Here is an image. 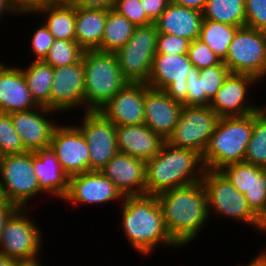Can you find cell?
<instances>
[{
	"label": "cell",
	"instance_id": "cell-1",
	"mask_svg": "<svg viewBox=\"0 0 266 266\" xmlns=\"http://www.w3.org/2000/svg\"><path fill=\"white\" fill-rule=\"evenodd\" d=\"M157 199L172 239L181 248L196 239L209 218L207 192L202 181L161 192Z\"/></svg>",
	"mask_w": 266,
	"mask_h": 266
},
{
	"label": "cell",
	"instance_id": "cell-2",
	"mask_svg": "<svg viewBox=\"0 0 266 266\" xmlns=\"http://www.w3.org/2000/svg\"><path fill=\"white\" fill-rule=\"evenodd\" d=\"M121 204L122 229L138 253L149 255L159 244L181 248L167 231L157 195L125 196Z\"/></svg>",
	"mask_w": 266,
	"mask_h": 266
},
{
	"label": "cell",
	"instance_id": "cell-3",
	"mask_svg": "<svg viewBox=\"0 0 266 266\" xmlns=\"http://www.w3.org/2000/svg\"><path fill=\"white\" fill-rule=\"evenodd\" d=\"M205 170L200 153L174 147L165 141L161 150L146 161V194L158 195L201 182Z\"/></svg>",
	"mask_w": 266,
	"mask_h": 266
},
{
	"label": "cell",
	"instance_id": "cell-4",
	"mask_svg": "<svg viewBox=\"0 0 266 266\" xmlns=\"http://www.w3.org/2000/svg\"><path fill=\"white\" fill-rule=\"evenodd\" d=\"M252 130L253 113L220 117L202 155L205 168L221 170L226 165L243 162Z\"/></svg>",
	"mask_w": 266,
	"mask_h": 266
},
{
	"label": "cell",
	"instance_id": "cell-5",
	"mask_svg": "<svg viewBox=\"0 0 266 266\" xmlns=\"http://www.w3.org/2000/svg\"><path fill=\"white\" fill-rule=\"evenodd\" d=\"M85 111H99L129 81L113 52L84 50Z\"/></svg>",
	"mask_w": 266,
	"mask_h": 266
},
{
	"label": "cell",
	"instance_id": "cell-6",
	"mask_svg": "<svg viewBox=\"0 0 266 266\" xmlns=\"http://www.w3.org/2000/svg\"><path fill=\"white\" fill-rule=\"evenodd\" d=\"M202 183L207 192L209 214L233 218L266 232V224L250 209L244 194L220 170L206 169Z\"/></svg>",
	"mask_w": 266,
	"mask_h": 266
},
{
	"label": "cell",
	"instance_id": "cell-7",
	"mask_svg": "<svg viewBox=\"0 0 266 266\" xmlns=\"http://www.w3.org/2000/svg\"><path fill=\"white\" fill-rule=\"evenodd\" d=\"M223 63L233 74L266 79V31L240 27L229 45Z\"/></svg>",
	"mask_w": 266,
	"mask_h": 266
},
{
	"label": "cell",
	"instance_id": "cell-8",
	"mask_svg": "<svg viewBox=\"0 0 266 266\" xmlns=\"http://www.w3.org/2000/svg\"><path fill=\"white\" fill-rule=\"evenodd\" d=\"M157 36L155 22L136 26L131 38L115 52L122 75L129 82L147 83L156 55Z\"/></svg>",
	"mask_w": 266,
	"mask_h": 266
},
{
	"label": "cell",
	"instance_id": "cell-9",
	"mask_svg": "<svg viewBox=\"0 0 266 266\" xmlns=\"http://www.w3.org/2000/svg\"><path fill=\"white\" fill-rule=\"evenodd\" d=\"M0 186L4 200L20 208H26L31 198L44 193L33 169V152L1 156Z\"/></svg>",
	"mask_w": 266,
	"mask_h": 266
},
{
	"label": "cell",
	"instance_id": "cell-10",
	"mask_svg": "<svg viewBox=\"0 0 266 266\" xmlns=\"http://www.w3.org/2000/svg\"><path fill=\"white\" fill-rule=\"evenodd\" d=\"M219 118L209 105H183L178 123L166 141L174 147L191 149L203 155Z\"/></svg>",
	"mask_w": 266,
	"mask_h": 266
},
{
	"label": "cell",
	"instance_id": "cell-11",
	"mask_svg": "<svg viewBox=\"0 0 266 266\" xmlns=\"http://www.w3.org/2000/svg\"><path fill=\"white\" fill-rule=\"evenodd\" d=\"M30 210L19 208L6 223L0 241V253L13 260L39 257L42 248V231L28 214Z\"/></svg>",
	"mask_w": 266,
	"mask_h": 266
},
{
	"label": "cell",
	"instance_id": "cell-12",
	"mask_svg": "<svg viewBox=\"0 0 266 266\" xmlns=\"http://www.w3.org/2000/svg\"><path fill=\"white\" fill-rule=\"evenodd\" d=\"M81 126L89 147L90 170L100 171L118 153L116 125L99 111H84Z\"/></svg>",
	"mask_w": 266,
	"mask_h": 266
},
{
	"label": "cell",
	"instance_id": "cell-13",
	"mask_svg": "<svg viewBox=\"0 0 266 266\" xmlns=\"http://www.w3.org/2000/svg\"><path fill=\"white\" fill-rule=\"evenodd\" d=\"M192 67L188 54H156L146 84L164 90L174 101L183 104L187 100V74Z\"/></svg>",
	"mask_w": 266,
	"mask_h": 266
},
{
	"label": "cell",
	"instance_id": "cell-14",
	"mask_svg": "<svg viewBox=\"0 0 266 266\" xmlns=\"http://www.w3.org/2000/svg\"><path fill=\"white\" fill-rule=\"evenodd\" d=\"M50 148L69 177L90 171L89 147L77 126L59 123L52 134Z\"/></svg>",
	"mask_w": 266,
	"mask_h": 266
},
{
	"label": "cell",
	"instance_id": "cell-15",
	"mask_svg": "<svg viewBox=\"0 0 266 266\" xmlns=\"http://www.w3.org/2000/svg\"><path fill=\"white\" fill-rule=\"evenodd\" d=\"M220 171L244 194L250 209L266 224V168L243 161L226 165Z\"/></svg>",
	"mask_w": 266,
	"mask_h": 266
},
{
	"label": "cell",
	"instance_id": "cell-16",
	"mask_svg": "<svg viewBox=\"0 0 266 266\" xmlns=\"http://www.w3.org/2000/svg\"><path fill=\"white\" fill-rule=\"evenodd\" d=\"M53 73L50 109L60 113L84 107L85 111V76L82 58L73 64L53 68Z\"/></svg>",
	"mask_w": 266,
	"mask_h": 266
},
{
	"label": "cell",
	"instance_id": "cell-17",
	"mask_svg": "<svg viewBox=\"0 0 266 266\" xmlns=\"http://www.w3.org/2000/svg\"><path fill=\"white\" fill-rule=\"evenodd\" d=\"M257 81L251 75L230 73L209 106L219 117L246 116L257 112L260 108L247 98L249 88Z\"/></svg>",
	"mask_w": 266,
	"mask_h": 266
},
{
	"label": "cell",
	"instance_id": "cell-18",
	"mask_svg": "<svg viewBox=\"0 0 266 266\" xmlns=\"http://www.w3.org/2000/svg\"><path fill=\"white\" fill-rule=\"evenodd\" d=\"M124 195L101 171L90 170L69 177V189L64 200L75 204H103L124 200Z\"/></svg>",
	"mask_w": 266,
	"mask_h": 266
},
{
	"label": "cell",
	"instance_id": "cell-19",
	"mask_svg": "<svg viewBox=\"0 0 266 266\" xmlns=\"http://www.w3.org/2000/svg\"><path fill=\"white\" fill-rule=\"evenodd\" d=\"M54 113L57 111L40 105L28 111L10 113L13 127L27 152L50 147L51 137L58 123L54 124L47 118L48 114Z\"/></svg>",
	"mask_w": 266,
	"mask_h": 266
},
{
	"label": "cell",
	"instance_id": "cell-20",
	"mask_svg": "<svg viewBox=\"0 0 266 266\" xmlns=\"http://www.w3.org/2000/svg\"><path fill=\"white\" fill-rule=\"evenodd\" d=\"M148 88L145 82H128L99 112L116 126L144 124Z\"/></svg>",
	"mask_w": 266,
	"mask_h": 266
},
{
	"label": "cell",
	"instance_id": "cell-21",
	"mask_svg": "<svg viewBox=\"0 0 266 266\" xmlns=\"http://www.w3.org/2000/svg\"><path fill=\"white\" fill-rule=\"evenodd\" d=\"M124 196L146 194V162L118 152L100 170Z\"/></svg>",
	"mask_w": 266,
	"mask_h": 266
},
{
	"label": "cell",
	"instance_id": "cell-22",
	"mask_svg": "<svg viewBox=\"0 0 266 266\" xmlns=\"http://www.w3.org/2000/svg\"><path fill=\"white\" fill-rule=\"evenodd\" d=\"M183 104L174 101L164 90L148 88L144 100V124L165 141L178 123Z\"/></svg>",
	"mask_w": 266,
	"mask_h": 266
},
{
	"label": "cell",
	"instance_id": "cell-23",
	"mask_svg": "<svg viewBox=\"0 0 266 266\" xmlns=\"http://www.w3.org/2000/svg\"><path fill=\"white\" fill-rule=\"evenodd\" d=\"M229 74L230 70L223 61L200 70L193 66L187 74V100L183 105H210Z\"/></svg>",
	"mask_w": 266,
	"mask_h": 266
},
{
	"label": "cell",
	"instance_id": "cell-24",
	"mask_svg": "<svg viewBox=\"0 0 266 266\" xmlns=\"http://www.w3.org/2000/svg\"><path fill=\"white\" fill-rule=\"evenodd\" d=\"M39 105L32 98L21 68L0 63V112L28 111Z\"/></svg>",
	"mask_w": 266,
	"mask_h": 266
},
{
	"label": "cell",
	"instance_id": "cell-25",
	"mask_svg": "<svg viewBox=\"0 0 266 266\" xmlns=\"http://www.w3.org/2000/svg\"><path fill=\"white\" fill-rule=\"evenodd\" d=\"M116 141L118 152L145 162L155 156L165 142L145 124L116 126Z\"/></svg>",
	"mask_w": 266,
	"mask_h": 266
},
{
	"label": "cell",
	"instance_id": "cell-26",
	"mask_svg": "<svg viewBox=\"0 0 266 266\" xmlns=\"http://www.w3.org/2000/svg\"><path fill=\"white\" fill-rule=\"evenodd\" d=\"M33 169L39 188L54 197L64 199L69 189V176L64 172L55 152L43 148L33 152Z\"/></svg>",
	"mask_w": 266,
	"mask_h": 266
},
{
	"label": "cell",
	"instance_id": "cell-27",
	"mask_svg": "<svg viewBox=\"0 0 266 266\" xmlns=\"http://www.w3.org/2000/svg\"><path fill=\"white\" fill-rule=\"evenodd\" d=\"M202 22L201 11L170 2L155 24L158 33L176 35L193 41L199 39Z\"/></svg>",
	"mask_w": 266,
	"mask_h": 266
},
{
	"label": "cell",
	"instance_id": "cell-28",
	"mask_svg": "<svg viewBox=\"0 0 266 266\" xmlns=\"http://www.w3.org/2000/svg\"><path fill=\"white\" fill-rule=\"evenodd\" d=\"M107 9L75 6V41L83 50H100Z\"/></svg>",
	"mask_w": 266,
	"mask_h": 266
},
{
	"label": "cell",
	"instance_id": "cell-29",
	"mask_svg": "<svg viewBox=\"0 0 266 266\" xmlns=\"http://www.w3.org/2000/svg\"><path fill=\"white\" fill-rule=\"evenodd\" d=\"M36 14L45 17L43 23L54 39L75 40V6L68 0H59Z\"/></svg>",
	"mask_w": 266,
	"mask_h": 266
},
{
	"label": "cell",
	"instance_id": "cell-30",
	"mask_svg": "<svg viewBox=\"0 0 266 266\" xmlns=\"http://www.w3.org/2000/svg\"><path fill=\"white\" fill-rule=\"evenodd\" d=\"M32 98L40 106L50 109L53 67L43 60H33L27 68L21 67Z\"/></svg>",
	"mask_w": 266,
	"mask_h": 266
},
{
	"label": "cell",
	"instance_id": "cell-31",
	"mask_svg": "<svg viewBox=\"0 0 266 266\" xmlns=\"http://www.w3.org/2000/svg\"><path fill=\"white\" fill-rule=\"evenodd\" d=\"M135 27L126 17L113 9H107L101 51L115 53L131 38Z\"/></svg>",
	"mask_w": 266,
	"mask_h": 266
},
{
	"label": "cell",
	"instance_id": "cell-32",
	"mask_svg": "<svg viewBox=\"0 0 266 266\" xmlns=\"http://www.w3.org/2000/svg\"><path fill=\"white\" fill-rule=\"evenodd\" d=\"M240 27L203 19L199 39L208 45L213 52L223 61L228 52L237 30Z\"/></svg>",
	"mask_w": 266,
	"mask_h": 266
},
{
	"label": "cell",
	"instance_id": "cell-33",
	"mask_svg": "<svg viewBox=\"0 0 266 266\" xmlns=\"http://www.w3.org/2000/svg\"><path fill=\"white\" fill-rule=\"evenodd\" d=\"M203 19L236 27L245 26V0H206Z\"/></svg>",
	"mask_w": 266,
	"mask_h": 266
},
{
	"label": "cell",
	"instance_id": "cell-34",
	"mask_svg": "<svg viewBox=\"0 0 266 266\" xmlns=\"http://www.w3.org/2000/svg\"><path fill=\"white\" fill-rule=\"evenodd\" d=\"M244 162L266 168V106L253 113V130Z\"/></svg>",
	"mask_w": 266,
	"mask_h": 266
},
{
	"label": "cell",
	"instance_id": "cell-35",
	"mask_svg": "<svg viewBox=\"0 0 266 266\" xmlns=\"http://www.w3.org/2000/svg\"><path fill=\"white\" fill-rule=\"evenodd\" d=\"M84 50L75 40L54 39L48 55L43 60L53 68L67 66L79 61Z\"/></svg>",
	"mask_w": 266,
	"mask_h": 266
},
{
	"label": "cell",
	"instance_id": "cell-36",
	"mask_svg": "<svg viewBox=\"0 0 266 266\" xmlns=\"http://www.w3.org/2000/svg\"><path fill=\"white\" fill-rule=\"evenodd\" d=\"M20 136L14 129L10 114L0 112V155H14L26 153Z\"/></svg>",
	"mask_w": 266,
	"mask_h": 266
},
{
	"label": "cell",
	"instance_id": "cell-37",
	"mask_svg": "<svg viewBox=\"0 0 266 266\" xmlns=\"http://www.w3.org/2000/svg\"><path fill=\"white\" fill-rule=\"evenodd\" d=\"M188 57L192 65L199 70L217 65L221 62V59L213 52V50L200 39H195L190 42Z\"/></svg>",
	"mask_w": 266,
	"mask_h": 266
},
{
	"label": "cell",
	"instance_id": "cell-38",
	"mask_svg": "<svg viewBox=\"0 0 266 266\" xmlns=\"http://www.w3.org/2000/svg\"><path fill=\"white\" fill-rule=\"evenodd\" d=\"M113 10L126 17L135 26L148 25L152 21L145 14L140 0H114Z\"/></svg>",
	"mask_w": 266,
	"mask_h": 266
},
{
	"label": "cell",
	"instance_id": "cell-39",
	"mask_svg": "<svg viewBox=\"0 0 266 266\" xmlns=\"http://www.w3.org/2000/svg\"><path fill=\"white\" fill-rule=\"evenodd\" d=\"M190 40L170 34L158 33L156 54L184 55L188 54Z\"/></svg>",
	"mask_w": 266,
	"mask_h": 266
},
{
	"label": "cell",
	"instance_id": "cell-40",
	"mask_svg": "<svg viewBox=\"0 0 266 266\" xmlns=\"http://www.w3.org/2000/svg\"><path fill=\"white\" fill-rule=\"evenodd\" d=\"M245 26L266 31V0H245Z\"/></svg>",
	"mask_w": 266,
	"mask_h": 266
},
{
	"label": "cell",
	"instance_id": "cell-41",
	"mask_svg": "<svg viewBox=\"0 0 266 266\" xmlns=\"http://www.w3.org/2000/svg\"><path fill=\"white\" fill-rule=\"evenodd\" d=\"M31 48L34 54L35 61L44 60L48 55L49 49L54 42V37L49 32L48 28L42 22V24L34 31L31 38Z\"/></svg>",
	"mask_w": 266,
	"mask_h": 266
},
{
	"label": "cell",
	"instance_id": "cell-42",
	"mask_svg": "<svg viewBox=\"0 0 266 266\" xmlns=\"http://www.w3.org/2000/svg\"><path fill=\"white\" fill-rule=\"evenodd\" d=\"M11 4L16 11V14L20 15H35L39 10L48 7L59 0H10Z\"/></svg>",
	"mask_w": 266,
	"mask_h": 266
},
{
	"label": "cell",
	"instance_id": "cell-43",
	"mask_svg": "<svg viewBox=\"0 0 266 266\" xmlns=\"http://www.w3.org/2000/svg\"><path fill=\"white\" fill-rule=\"evenodd\" d=\"M145 10V14L152 21L155 22L161 13L167 8L171 0H140Z\"/></svg>",
	"mask_w": 266,
	"mask_h": 266
},
{
	"label": "cell",
	"instance_id": "cell-44",
	"mask_svg": "<svg viewBox=\"0 0 266 266\" xmlns=\"http://www.w3.org/2000/svg\"><path fill=\"white\" fill-rule=\"evenodd\" d=\"M19 208L15 203L6 200L0 203V241L6 223Z\"/></svg>",
	"mask_w": 266,
	"mask_h": 266
},
{
	"label": "cell",
	"instance_id": "cell-45",
	"mask_svg": "<svg viewBox=\"0 0 266 266\" xmlns=\"http://www.w3.org/2000/svg\"><path fill=\"white\" fill-rule=\"evenodd\" d=\"M71 4L81 8L112 9L114 0H68Z\"/></svg>",
	"mask_w": 266,
	"mask_h": 266
},
{
	"label": "cell",
	"instance_id": "cell-46",
	"mask_svg": "<svg viewBox=\"0 0 266 266\" xmlns=\"http://www.w3.org/2000/svg\"><path fill=\"white\" fill-rule=\"evenodd\" d=\"M171 2L201 12L204 10L206 4V0H171Z\"/></svg>",
	"mask_w": 266,
	"mask_h": 266
},
{
	"label": "cell",
	"instance_id": "cell-47",
	"mask_svg": "<svg viewBox=\"0 0 266 266\" xmlns=\"http://www.w3.org/2000/svg\"><path fill=\"white\" fill-rule=\"evenodd\" d=\"M244 266H266V248Z\"/></svg>",
	"mask_w": 266,
	"mask_h": 266
},
{
	"label": "cell",
	"instance_id": "cell-48",
	"mask_svg": "<svg viewBox=\"0 0 266 266\" xmlns=\"http://www.w3.org/2000/svg\"><path fill=\"white\" fill-rule=\"evenodd\" d=\"M14 13L16 14V11L14 10L11 1L10 0H0V20L3 18L6 13ZM5 13V14H4Z\"/></svg>",
	"mask_w": 266,
	"mask_h": 266
},
{
	"label": "cell",
	"instance_id": "cell-49",
	"mask_svg": "<svg viewBox=\"0 0 266 266\" xmlns=\"http://www.w3.org/2000/svg\"><path fill=\"white\" fill-rule=\"evenodd\" d=\"M13 266H42L38 257L26 260H14Z\"/></svg>",
	"mask_w": 266,
	"mask_h": 266
},
{
	"label": "cell",
	"instance_id": "cell-50",
	"mask_svg": "<svg viewBox=\"0 0 266 266\" xmlns=\"http://www.w3.org/2000/svg\"><path fill=\"white\" fill-rule=\"evenodd\" d=\"M14 260L0 253V266H13Z\"/></svg>",
	"mask_w": 266,
	"mask_h": 266
},
{
	"label": "cell",
	"instance_id": "cell-51",
	"mask_svg": "<svg viewBox=\"0 0 266 266\" xmlns=\"http://www.w3.org/2000/svg\"><path fill=\"white\" fill-rule=\"evenodd\" d=\"M4 201V197L2 195L1 186H0V203Z\"/></svg>",
	"mask_w": 266,
	"mask_h": 266
}]
</instances>
